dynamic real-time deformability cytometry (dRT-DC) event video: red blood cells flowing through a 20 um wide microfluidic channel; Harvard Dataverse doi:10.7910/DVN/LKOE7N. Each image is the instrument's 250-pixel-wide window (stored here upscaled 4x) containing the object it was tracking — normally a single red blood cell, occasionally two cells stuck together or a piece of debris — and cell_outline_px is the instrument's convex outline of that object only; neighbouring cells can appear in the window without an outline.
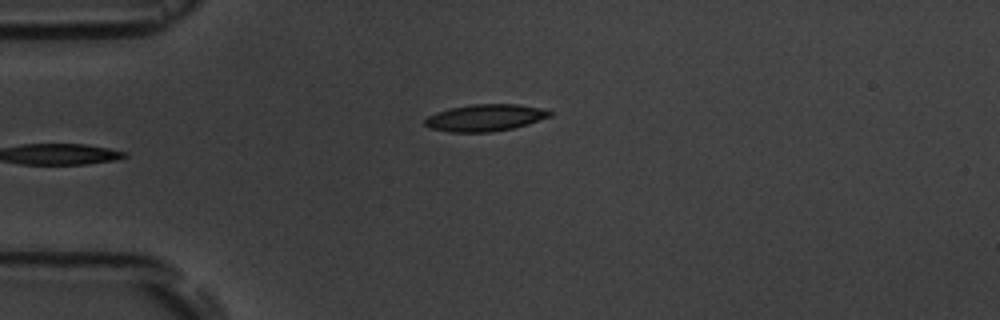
{"species": "common noctule bat (a hibernating species)", "species_latin": "Nyctalus noctula", "temperature_condition": "room temperature", "stored_images_in_passage": 4, "camera_frame_rate_fps": 3000, "um_per_image_px": 0.085, "animal": {"sex": "male", "body_mass_g": 19.5, "forearm_length_mm": 54.6}, "frame": {"image": 1, "passage_image": 1, "time_ms": 0.0, "image_size_px": [1000, 320], "cell_outline_px": [[552, 116], [528, 124], [512, 128], [492, 132], [448, 132], [428, 128], [424, 124], [424, 120], [428, 116], [436, 112], [448, 108], [472, 104], [516, 104], [540, 108], [552, 112]], "centroid_in_image_um": [41.2, 10.01], "position_along_channel_um": 43.8, "area_um2": 19.65}}
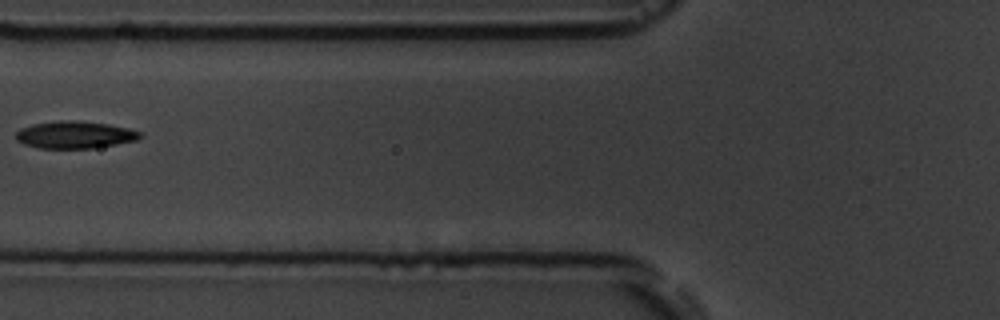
{"frame": {"image": 2, "passage_image": 3, "time_ms": 2.667, "image_size_px": [1000, 320], "cell_outline_px": [[144, 136], [136, 140], [116, 144], [92, 148], [36, 148], [24, 144], [16, 140], [16, 132], [20, 128], [32, 124], [60, 120], [72, 120], [108, 124], [128, 128], [140, 132]], "centroid_in_image_um": [6.33, 11.45], "position_along_channel_um": 119.5, "area_um2": 19.71}}
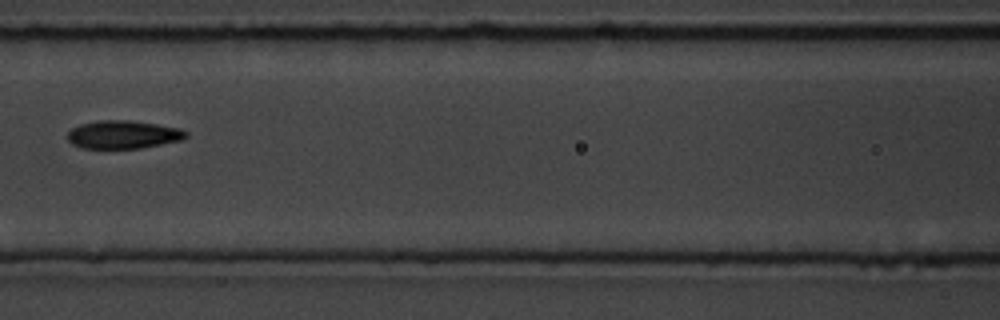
{"frame": {"image": 3, "passage_image": 4, "time_ms": 3.667, "image_size_px": [1000, 320], "cell_outline_px": [[188, 136], [184, 140], [140, 148], [84, 148], [72, 144], [68, 140], [68, 132], [72, 128], [80, 124], [100, 120], [128, 120], [156, 124], [180, 128], [188, 132]], "centroid_in_image_um": [10.5, 11.44], "position_along_channel_um": 156.1, "area_um2": 19.42}}